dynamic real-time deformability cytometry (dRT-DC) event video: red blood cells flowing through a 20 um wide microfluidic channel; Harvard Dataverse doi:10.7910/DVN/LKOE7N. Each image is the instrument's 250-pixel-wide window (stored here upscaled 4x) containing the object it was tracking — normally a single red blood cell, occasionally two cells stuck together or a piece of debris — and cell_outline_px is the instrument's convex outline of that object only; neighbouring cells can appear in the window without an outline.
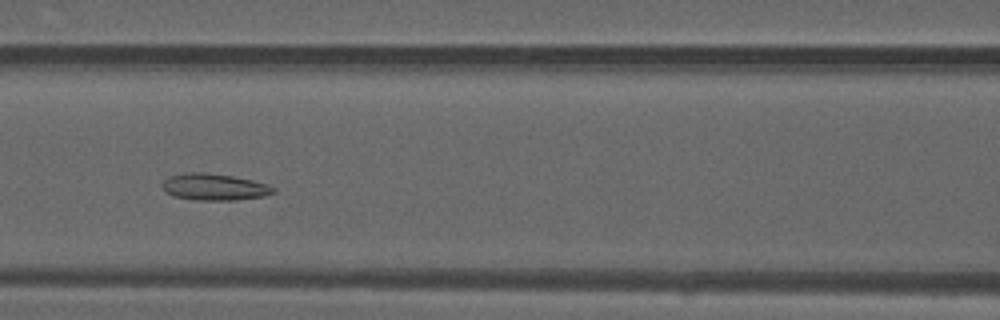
{"species": "common noctule bat (a hibernating species)", "species_latin": "Nyctalus noctula", "temperature_condition": "warm", "stored_images_in_passage": 44, "camera_frame_rate_fps": 3000, "um_per_image_px": 0.085, "animal": {"sex": "male", "forearm_length_mm": 52.5}, "frame": {"image": 1, "passage_image": 16, "time_ms": 5.0, "image_size_px": [1000, 320], "cell_outline_px": [[276, 192], [264, 196], [236, 200], [196, 200], [172, 196], [164, 192], [160, 184], [168, 176], [188, 172], [204, 172], [232, 176], [252, 180], [268, 184], [276, 188]], "centroid_in_image_um": [18.19, 15.89], "position_along_channel_um": 148.4, "area_um2": 17.51}}
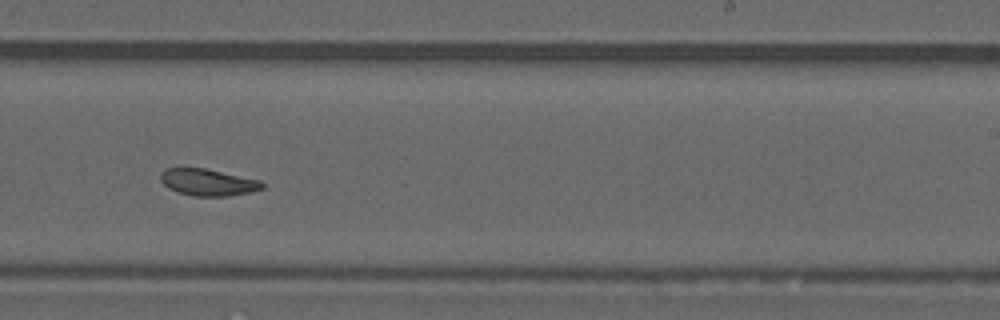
{"frame": {"image": 2, "passage_image": 25, "time_ms": 8.0, "image_size_px": [1000, 320], "cell_outline_px": [[264, 188], [252, 192], [228, 196], [192, 196], [176, 192], [168, 188], [160, 180], [160, 172], [164, 168], [176, 164], [184, 164], [204, 168], [260, 180], [264, 184]], "centroid_in_image_um": [17.56, 15.44], "position_along_channel_um": 271.4, "area_um2": 16.7}}
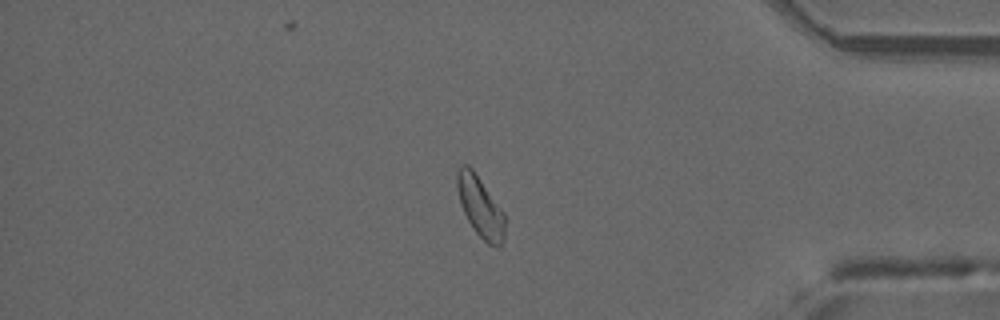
{"frame": {"image": 3, "passage_image": 36, "time_ms": 11.667, "image_size_px": [1000, 320], "cell_outline_px": [[504, 240], [500, 248], [496, 248], [488, 244], [472, 228], [460, 204], [456, 188], [456, 172], [464, 164], [468, 164], [472, 168], [504, 212]], "centroid_in_image_um": [40.82, 17.59], "position_along_channel_um": 394.4, "area_um2": 16.94}, "authors_computed_cell_mechanics": {"area_um2": 16.9065, "velocity_mm_per_s": 4.1218, "shape_relaxation_time_tau1_ms": null, "shape_relaxation_time_tau2_ms": 3.2544, "deformation_change_tau1": null, "deformation_change_tau2": 0.1108}}